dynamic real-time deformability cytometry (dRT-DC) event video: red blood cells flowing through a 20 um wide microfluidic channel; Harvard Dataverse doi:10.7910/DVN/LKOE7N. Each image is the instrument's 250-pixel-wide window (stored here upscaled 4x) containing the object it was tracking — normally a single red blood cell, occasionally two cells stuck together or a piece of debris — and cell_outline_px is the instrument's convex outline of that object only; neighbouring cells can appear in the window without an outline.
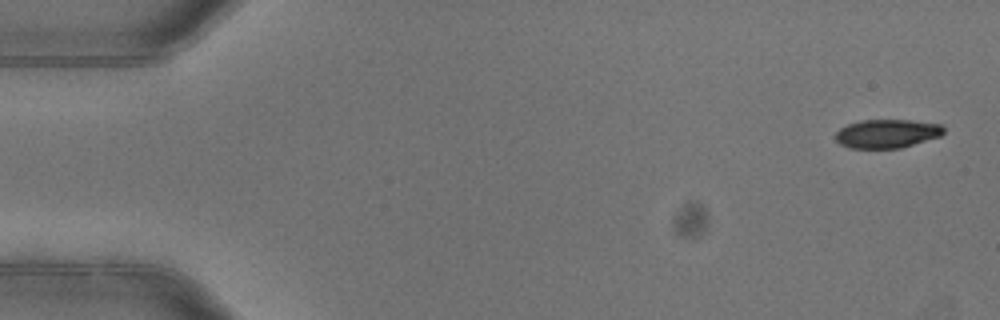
{"species": "common noctule bat (a hibernating species)", "species_latin": "Nyctalus noctula", "temperature_condition": "warm", "stored_images_in_passage": 5, "camera_frame_rate_fps": 3000, "um_per_image_px": 0.085, "animal": {"sex": "female"}, "frame": {"image": 1, "passage_image": 1, "time_ms": 0.0, "image_size_px": [1000, 320], "cell_outline_px": [[944, 132], [940, 136], [900, 148], [848, 148], [840, 144], [832, 136], [840, 128], [848, 124], [860, 120], [912, 120], [940, 124], [944, 128]], "centroid_in_image_um": [75.35, 11.35], "position_along_channel_um": 9.7, "area_um2": 18.15}}
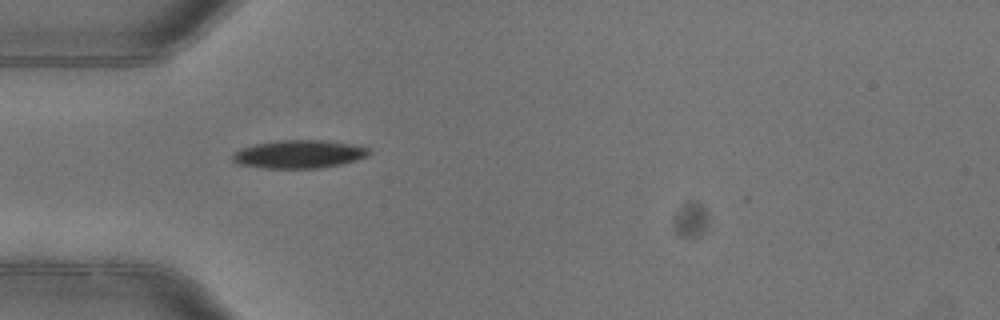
{"frame": {"image": 2, "passage_image": 4, "time_ms": 1.0, "image_size_px": [1000, 320], "cell_outline_px": [[372, 152], [368, 156], [356, 160], [324, 168], [264, 168], [236, 164], [232, 160], [232, 156], [240, 148], [256, 144], [276, 140], [324, 140], [348, 144], [368, 148]], "centroid_in_image_um": [25.4, 13.11], "position_along_channel_um": 59.6, "area_um2": 22.37}}